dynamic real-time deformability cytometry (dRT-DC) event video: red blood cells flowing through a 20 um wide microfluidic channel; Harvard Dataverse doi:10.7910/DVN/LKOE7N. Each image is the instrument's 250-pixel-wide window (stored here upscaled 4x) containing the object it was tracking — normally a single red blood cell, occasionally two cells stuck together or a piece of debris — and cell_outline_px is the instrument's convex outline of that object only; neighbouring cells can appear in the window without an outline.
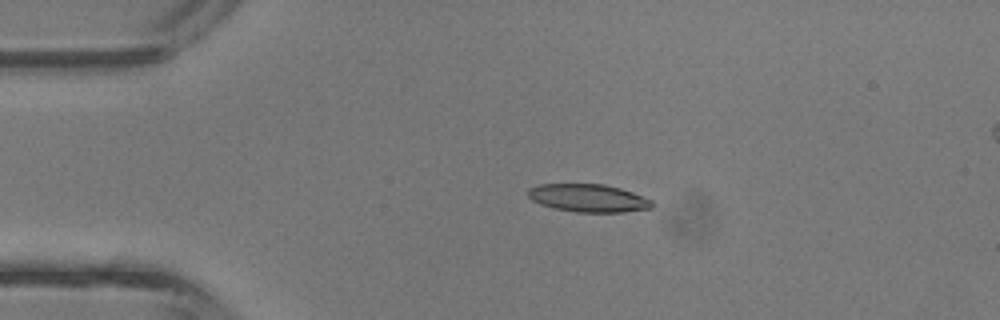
{"species": "common noctule bat (a hibernating species)", "species_latin": "Nyctalus noctula", "temperature_condition": "room temperature", "stored_images_in_passage": 5, "camera_frame_rate_fps": 3000, "um_per_image_px": 0.085, "animal": {"sex": "male", "body_mass_g": 13.3}, "frame": {"image": 1, "passage_image": 3, "time_ms": 0.667, "image_size_px": [1000, 320], "cell_outline_px": [[652, 208], [624, 212], [576, 212], [552, 208], [540, 204], [532, 200], [528, 196], [528, 188], [540, 184], [604, 184], [620, 188], [632, 192], [652, 200]], "centroid_in_image_um": [49.99, 16.83], "position_along_channel_um": 35.0, "area_um2": 20.17}}